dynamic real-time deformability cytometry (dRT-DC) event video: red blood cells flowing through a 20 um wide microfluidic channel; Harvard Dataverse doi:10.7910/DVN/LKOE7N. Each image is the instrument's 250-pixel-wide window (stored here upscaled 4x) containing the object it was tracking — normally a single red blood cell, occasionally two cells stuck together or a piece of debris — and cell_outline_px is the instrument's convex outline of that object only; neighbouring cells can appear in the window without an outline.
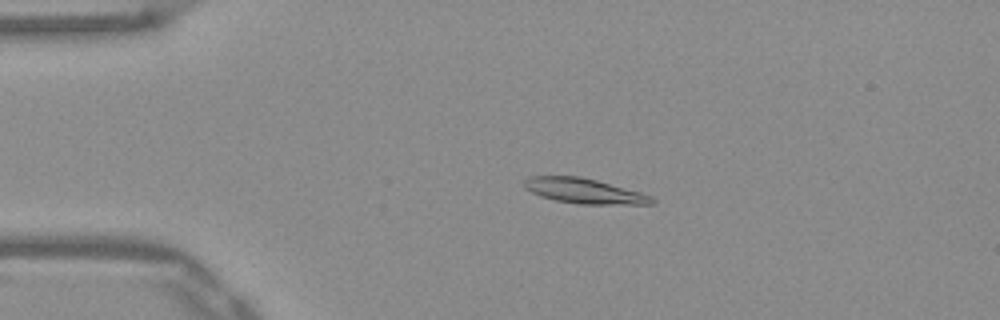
{"species": "Egyptian fruit bat (a non-hibernating species)", "species_latin": "Rousettus aegyptiacus", "temperature_condition": "warm", "stored_images_in_passage": 52, "camera_frame_rate_fps": 3000, "um_per_image_px": 0.085, "frame": {"image": 1, "passage_image": 11, "time_ms": 3.333, "image_size_px": [1000, 320], "cell_outline_px": [[656, 204], [580, 204], [556, 200], [540, 196], [524, 188], [524, 180], [528, 176], [580, 176], [596, 180], [640, 192], [652, 196], [656, 200]], "centroid_in_image_um": [49.66, 16.23], "position_along_channel_um": 35.3, "area_um2": 18.61}}
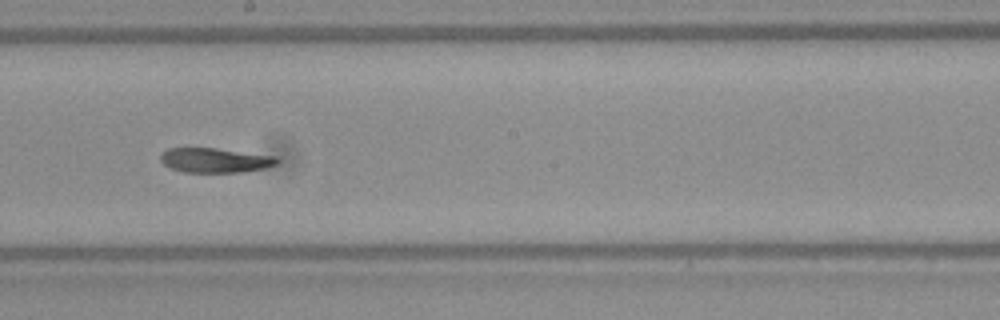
{"frame": {"image": 2, "passage_image": 29, "time_ms": 9.333, "image_size_px": [1000, 320], "cell_outline_px": [[280, 160], [276, 164], [264, 168], [244, 172], [184, 172], [172, 168], [164, 164], [160, 160], [160, 156], [168, 148], [216, 148], [276, 156]], "centroid_in_image_um": [18.31, 13.62], "position_along_channel_um": 229.9, "area_um2": 16.65}}
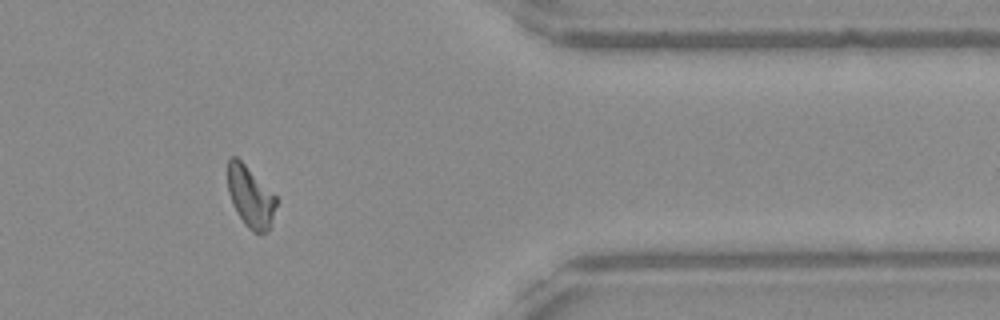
{"frame": {"image": 3, "passage_image": 43, "time_ms": 14.0, "image_size_px": [1000, 320], "cell_outline_px": [[280, 200], [268, 232], [260, 236], [252, 232], [244, 224], [236, 212], [232, 204], [228, 192], [228, 160], [232, 156], [236, 156]], "centroid_in_image_um": [21.32, 16.8], "position_along_channel_um": 390.1, "area_um2": 17.63}, "authors_computed_cell_mechanics": {"area_um2": 17.9469, "velocity_mm_per_s": 3.8983, "shape_relaxation_time_tau1_ms": null, "shape_relaxation_time_tau2_ms": 5.5025, "deformation_change_tau1": null, "deformation_change_tau2": 0.1067}}